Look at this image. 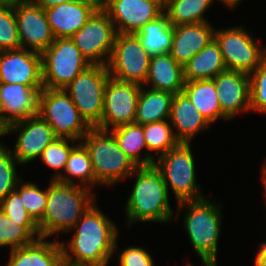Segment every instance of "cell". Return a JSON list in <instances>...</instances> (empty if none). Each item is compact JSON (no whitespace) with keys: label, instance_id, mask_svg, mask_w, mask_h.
I'll return each instance as SVG.
<instances>
[{"label":"cell","instance_id":"cell-1","mask_svg":"<svg viewBox=\"0 0 266 266\" xmlns=\"http://www.w3.org/2000/svg\"><path fill=\"white\" fill-rule=\"evenodd\" d=\"M117 227L95 201L69 230V233L74 230L71 241L66 244L60 241L63 262L72 266H108L117 252Z\"/></svg>","mask_w":266,"mask_h":266},{"label":"cell","instance_id":"cell-2","mask_svg":"<svg viewBox=\"0 0 266 266\" xmlns=\"http://www.w3.org/2000/svg\"><path fill=\"white\" fill-rule=\"evenodd\" d=\"M136 176L133 190L127 199L124 212L127 227L135 222L170 223L173 212L169 194L161 172L154 166L137 167L130 177Z\"/></svg>","mask_w":266,"mask_h":266},{"label":"cell","instance_id":"cell-3","mask_svg":"<svg viewBox=\"0 0 266 266\" xmlns=\"http://www.w3.org/2000/svg\"><path fill=\"white\" fill-rule=\"evenodd\" d=\"M90 188L52 180L47 187V203L38 229L43 238L68 233L95 202Z\"/></svg>","mask_w":266,"mask_h":266},{"label":"cell","instance_id":"cell-4","mask_svg":"<svg viewBox=\"0 0 266 266\" xmlns=\"http://www.w3.org/2000/svg\"><path fill=\"white\" fill-rule=\"evenodd\" d=\"M204 197L178 203L175 218L185 207L184 227L195 252L204 264H217L218 242L221 233L222 212L221 204L213 203Z\"/></svg>","mask_w":266,"mask_h":266},{"label":"cell","instance_id":"cell-5","mask_svg":"<svg viewBox=\"0 0 266 266\" xmlns=\"http://www.w3.org/2000/svg\"><path fill=\"white\" fill-rule=\"evenodd\" d=\"M81 142L89 152L98 186L111 187L121 179L129 178L137 168L109 130L91 128Z\"/></svg>","mask_w":266,"mask_h":266},{"label":"cell","instance_id":"cell-6","mask_svg":"<svg viewBox=\"0 0 266 266\" xmlns=\"http://www.w3.org/2000/svg\"><path fill=\"white\" fill-rule=\"evenodd\" d=\"M191 143H179L167 153L156 158L154 166L161 172L169 193V185L176 202L204 198L200 184L196 182V167Z\"/></svg>","mask_w":266,"mask_h":266},{"label":"cell","instance_id":"cell-7","mask_svg":"<svg viewBox=\"0 0 266 266\" xmlns=\"http://www.w3.org/2000/svg\"><path fill=\"white\" fill-rule=\"evenodd\" d=\"M38 115L59 138L80 142L91 129L64 89L43 88L39 95Z\"/></svg>","mask_w":266,"mask_h":266},{"label":"cell","instance_id":"cell-8","mask_svg":"<svg viewBox=\"0 0 266 266\" xmlns=\"http://www.w3.org/2000/svg\"><path fill=\"white\" fill-rule=\"evenodd\" d=\"M43 88L64 89L91 64L71 38H55L41 54Z\"/></svg>","mask_w":266,"mask_h":266},{"label":"cell","instance_id":"cell-9","mask_svg":"<svg viewBox=\"0 0 266 266\" xmlns=\"http://www.w3.org/2000/svg\"><path fill=\"white\" fill-rule=\"evenodd\" d=\"M109 78L107 66L90 65L64 88L91 128H96L101 123L104 89Z\"/></svg>","mask_w":266,"mask_h":266},{"label":"cell","instance_id":"cell-10","mask_svg":"<svg viewBox=\"0 0 266 266\" xmlns=\"http://www.w3.org/2000/svg\"><path fill=\"white\" fill-rule=\"evenodd\" d=\"M227 70L252 73L265 59L266 47H260L243 27L233 26L214 31Z\"/></svg>","mask_w":266,"mask_h":266},{"label":"cell","instance_id":"cell-11","mask_svg":"<svg viewBox=\"0 0 266 266\" xmlns=\"http://www.w3.org/2000/svg\"><path fill=\"white\" fill-rule=\"evenodd\" d=\"M116 35L109 15L99 6L71 39L91 65L107 66Z\"/></svg>","mask_w":266,"mask_h":266},{"label":"cell","instance_id":"cell-12","mask_svg":"<svg viewBox=\"0 0 266 266\" xmlns=\"http://www.w3.org/2000/svg\"><path fill=\"white\" fill-rule=\"evenodd\" d=\"M151 56L135 34L117 33L113 52L107 64L110 77L144 85Z\"/></svg>","mask_w":266,"mask_h":266},{"label":"cell","instance_id":"cell-13","mask_svg":"<svg viewBox=\"0 0 266 266\" xmlns=\"http://www.w3.org/2000/svg\"><path fill=\"white\" fill-rule=\"evenodd\" d=\"M141 86L110 77L104 89L102 120L96 128L110 130L134 123Z\"/></svg>","mask_w":266,"mask_h":266},{"label":"cell","instance_id":"cell-14","mask_svg":"<svg viewBox=\"0 0 266 266\" xmlns=\"http://www.w3.org/2000/svg\"><path fill=\"white\" fill-rule=\"evenodd\" d=\"M17 132V140L11 152L21 165L39 158L48 144L58 138L51 126L38 114L8 125L3 130V136Z\"/></svg>","mask_w":266,"mask_h":266},{"label":"cell","instance_id":"cell-15","mask_svg":"<svg viewBox=\"0 0 266 266\" xmlns=\"http://www.w3.org/2000/svg\"><path fill=\"white\" fill-rule=\"evenodd\" d=\"M163 1L149 0H100L117 33L135 34L144 24L164 12Z\"/></svg>","mask_w":266,"mask_h":266},{"label":"cell","instance_id":"cell-16","mask_svg":"<svg viewBox=\"0 0 266 266\" xmlns=\"http://www.w3.org/2000/svg\"><path fill=\"white\" fill-rule=\"evenodd\" d=\"M14 10L21 48L42 54L55 39L45 9L26 1Z\"/></svg>","mask_w":266,"mask_h":266},{"label":"cell","instance_id":"cell-17","mask_svg":"<svg viewBox=\"0 0 266 266\" xmlns=\"http://www.w3.org/2000/svg\"><path fill=\"white\" fill-rule=\"evenodd\" d=\"M0 82L43 87L41 54L24 48L0 52Z\"/></svg>","mask_w":266,"mask_h":266},{"label":"cell","instance_id":"cell-18","mask_svg":"<svg viewBox=\"0 0 266 266\" xmlns=\"http://www.w3.org/2000/svg\"><path fill=\"white\" fill-rule=\"evenodd\" d=\"M43 87L0 82L2 110L0 129L38 114L39 95Z\"/></svg>","mask_w":266,"mask_h":266},{"label":"cell","instance_id":"cell-19","mask_svg":"<svg viewBox=\"0 0 266 266\" xmlns=\"http://www.w3.org/2000/svg\"><path fill=\"white\" fill-rule=\"evenodd\" d=\"M222 114L232 120L241 112L250 111V76L248 73L225 70L213 78Z\"/></svg>","mask_w":266,"mask_h":266},{"label":"cell","instance_id":"cell-20","mask_svg":"<svg viewBox=\"0 0 266 266\" xmlns=\"http://www.w3.org/2000/svg\"><path fill=\"white\" fill-rule=\"evenodd\" d=\"M100 6V0H74L46 8L55 38H71Z\"/></svg>","mask_w":266,"mask_h":266},{"label":"cell","instance_id":"cell-21","mask_svg":"<svg viewBox=\"0 0 266 266\" xmlns=\"http://www.w3.org/2000/svg\"><path fill=\"white\" fill-rule=\"evenodd\" d=\"M214 31L209 22L174 26L170 55L184 66L214 39Z\"/></svg>","mask_w":266,"mask_h":266},{"label":"cell","instance_id":"cell-22","mask_svg":"<svg viewBox=\"0 0 266 266\" xmlns=\"http://www.w3.org/2000/svg\"><path fill=\"white\" fill-rule=\"evenodd\" d=\"M169 121L180 143H191L198 132L211 125L183 91L174 94Z\"/></svg>","mask_w":266,"mask_h":266},{"label":"cell","instance_id":"cell-23","mask_svg":"<svg viewBox=\"0 0 266 266\" xmlns=\"http://www.w3.org/2000/svg\"><path fill=\"white\" fill-rule=\"evenodd\" d=\"M9 255L6 266H61L64 263L60 241L43 237L10 250Z\"/></svg>","mask_w":266,"mask_h":266},{"label":"cell","instance_id":"cell-24","mask_svg":"<svg viewBox=\"0 0 266 266\" xmlns=\"http://www.w3.org/2000/svg\"><path fill=\"white\" fill-rule=\"evenodd\" d=\"M184 84L183 66L170 53L150 58L145 86L151 85V89L177 94L183 91Z\"/></svg>","mask_w":266,"mask_h":266},{"label":"cell","instance_id":"cell-25","mask_svg":"<svg viewBox=\"0 0 266 266\" xmlns=\"http://www.w3.org/2000/svg\"><path fill=\"white\" fill-rule=\"evenodd\" d=\"M184 80L196 81L213 79L227 70L219 45L213 39L184 66Z\"/></svg>","mask_w":266,"mask_h":266},{"label":"cell","instance_id":"cell-26","mask_svg":"<svg viewBox=\"0 0 266 266\" xmlns=\"http://www.w3.org/2000/svg\"><path fill=\"white\" fill-rule=\"evenodd\" d=\"M183 92L210 124L219 119L227 120L222 114L213 79L185 81Z\"/></svg>","mask_w":266,"mask_h":266},{"label":"cell","instance_id":"cell-27","mask_svg":"<svg viewBox=\"0 0 266 266\" xmlns=\"http://www.w3.org/2000/svg\"><path fill=\"white\" fill-rule=\"evenodd\" d=\"M173 97L171 92L141 86L134 122L144 125L169 120Z\"/></svg>","mask_w":266,"mask_h":266},{"label":"cell","instance_id":"cell-28","mask_svg":"<svg viewBox=\"0 0 266 266\" xmlns=\"http://www.w3.org/2000/svg\"><path fill=\"white\" fill-rule=\"evenodd\" d=\"M173 28L168 16L163 12L158 18L139 28L135 35L139 38L145 51L152 57L170 52Z\"/></svg>","mask_w":266,"mask_h":266},{"label":"cell","instance_id":"cell-29","mask_svg":"<svg viewBox=\"0 0 266 266\" xmlns=\"http://www.w3.org/2000/svg\"><path fill=\"white\" fill-rule=\"evenodd\" d=\"M109 131L114 135L119 147L137 167L154 165L148 158V147L144 138L143 125L134 122L120 125ZM145 149L146 152L142 156L140 152Z\"/></svg>","mask_w":266,"mask_h":266},{"label":"cell","instance_id":"cell-30","mask_svg":"<svg viewBox=\"0 0 266 266\" xmlns=\"http://www.w3.org/2000/svg\"><path fill=\"white\" fill-rule=\"evenodd\" d=\"M74 178L79 179L80 182L77 184L80 186L90 189L96 186L91 158L87 148L81 141L72 149L63 174L57 181L64 184H76Z\"/></svg>","mask_w":266,"mask_h":266},{"label":"cell","instance_id":"cell-31","mask_svg":"<svg viewBox=\"0 0 266 266\" xmlns=\"http://www.w3.org/2000/svg\"><path fill=\"white\" fill-rule=\"evenodd\" d=\"M214 0H168L164 12L173 26L209 22L205 12Z\"/></svg>","mask_w":266,"mask_h":266},{"label":"cell","instance_id":"cell-32","mask_svg":"<svg viewBox=\"0 0 266 266\" xmlns=\"http://www.w3.org/2000/svg\"><path fill=\"white\" fill-rule=\"evenodd\" d=\"M170 121L163 120L143 125L144 138L148 147V158L155 163L156 158L150 152H155L156 157L167 153L180 142L176 139Z\"/></svg>","mask_w":266,"mask_h":266},{"label":"cell","instance_id":"cell-33","mask_svg":"<svg viewBox=\"0 0 266 266\" xmlns=\"http://www.w3.org/2000/svg\"><path fill=\"white\" fill-rule=\"evenodd\" d=\"M38 226H21L15 224L0 209V248L7 247L9 250L19 248L32 243L40 238Z\"/></svg>","mask_w":266,"mask_h":266},{"label":"cell","instance_id":"cell-34","mask_svg":"<svg viewBox=\"0 0 266 266\" xmlns=\"http://www.w3.org/2000/svg\"><path fill=\"white\" fill-rule=\"evenodd\" d=\"M77 144L76 140L58 137L42 151L40 155L42 163L55 171L51 180L57 181L62 176L70 153Z\"/></svg>","mask_w":266,"mask_h":266},{"label":"cell","instance_id":"cell-35","mask_svg":"<svg viewBox=\"0 0 266 266\" xmlns=\"http://www.w3.org/2000/svg\"><path fill=\"white\" fill-rule=\"evenodd\" d=\"M22 179L15 190L19 193L22 203L28 211L30 217L38 224L42 218L47 203V187L41 190L36 183L23 182Z\"/></svg>","mask_w":266,"mask_h":266},{"label":"cell","instance_id":"cell-36","mask_svg":"<svg viewBox=\"0 0 266 266\" xmlns=\"http://www.w3.org/2000/svg\"><path fill=\"white\" fill-rule=\"evenodd\" d=\"M5 145L0 143V201L15 190L17 184L22 180L16 173V166L19 163L13 156L11 148Z\"/></svg>","mask_w":266,"mask_h":266},{"label":"cell","instance_id":"cell-37","mask_svg":"<svg viewBox=\"0 0 266 266\" xmlns=\"http://www.w3.org/2000/svg\"><path fill=\"white\" fill-rule=\"evenodd\" d=\"M21 48L14 6H0V52Z\"/></svg>","mask_w":266,"mask_h":266},{"label":"cell","instance_id":"cell-38","mask_svg":"<svg viewBox=\"0 0 266 266\" xmlns=\"http://www.w3.org/2000/svg\"><path fill=\"white\" fill-rule=\"evenodd\" d=\"M250 76V111L266 114V59Z\"/></svg>","mask_w":266,"mask_h":266},{"label":"cell","instance_id":"cell-39","mask_svg":"<svg viewBox=\"0 0 266 266\" xmlns=\"http://www.w3.org/2000/svg\"><path fill=\"white\" fill-rule=\"evenodd\" d=\"M0 209L15 224L21 226H38V224L30 217L16 190H13L0 201Z\"/></svg>","mask_w":266,"mask_h":266},{"label":"cell","instance_id":"cell-40","mask_svg":"<svg viewBox=\"0 0 266 266\" xmlns=\"http://www.w3.org/2000/svg\"><path fill=\"white\" fill-rule=\"evenodd\" d=\"M120 266H155L154 260L147 249L138 246H129L119 251Z\"/></svg>","mask_w":266,"mask_h":266},{"label":"cell","instance_id":"cell-41","mask_svg":"<svg viewBox=\"0 0 266 266\" xmlns=\"http://www.w3.org/2000/svg\"><path fill=\"white\" fill-rule=\"evenodd\" d=\"M32 4L41 7L42 9L51 8L56 5L67 3L74 0H29Z\"/></svg>","mask_w":266,"mask_h":266},{"label":"cell","instance_id":"cell-42","mask_svg":"<svg viewBox=\"0 0 266 266\" xmlns=\"http://www.w3.org/2000/svg\"><path fill=\"white\" fill-rule=\"evenodd\" d=\"M254 266H266V241L261 243L259 250L257 251Z\"/></svg>","mask_w":266,"mask_h":266},{"label":"cell","instance_id":"cell-43","mask_svg":"<svg viewBox=\"0 0 266 266\" xmlns=\"http://www.w3.org/2000/svg\"><path fill=\"white\" fill-rule=\"evenodd\" d=\"M216 1V0H214ZM222 2L223 4H225L228 8L230 7V9H234L235 7H237L238 4H241V2L243 0H217Z\"/></svg>","mask_w":266,"mask_h":266},{"label":"cell","instance_id":"cell-44","mask_svg":"<svg viewBox=\"0 0 266 266\" xmlns=\"http://www.w3.org/2000/svg\"><path fill=\"white\" fill-rule=\"evenodd\" d=\"M29 0H0V6H15Z\"/></svg>","mask_w":266,"mask_h":266},{"label":"cell","instance_id":"cell-45","mask_svg":"<svg viewBox=\"0 0 266 266\" xmlns=\"http://www.w3.org/2000/svg\"><path fill=\"white\" fill-rule=\"evenodd\" d=\"M261 174H263L266 177V161L261 166Z\"/></svg>","mask_w":266,"mask_h":266},{"label":"cell","instance_id":"cell-46","mask_svg":"<svg viewBox=\"0 0 266 266\" xmlns=\"http://www.w3.org/2000/svg\"><path fill=\"white\" fill-rule=\"evenodd\" d=\"M261 181L264 185V188H265L264 190H265V195H266V177L263 174L261 175Z\"/></svg>","mask_w":266,"mask_h":266},{"label":"cell","instance_id":"cell-47","mask_svg":"<svg viewBox=\"0 0 266 266\" xmlns=\"http://www.w3.org/2000/svg\"><path fill=\"white\" fill-rule=\"evenodd\" d=\"M185 266H193L191 263H186ZM204 266H217V264H204Z\"/></svg>","mask_w":266,"mask_h":266},{"label":"cell","instance_id":"cell-48","mask_svg":"<svg viewBox=\"0 0 266 266\" xmlns=\"http://www.w3.org/2000/svg\"><path fill=\"white\" fill-rule=\"evenodd\" d=\"M1 110H2V102H1V98H0V115H1Z\"/></svg>","mask_w":266,"mask_h":266},{"label":"cell","instance_id":"cell-49","mask_svg":"<svg viewBox=\"0 0 266 266\" xmlns=\"http://www.w3.org/2000/svg\"><path fill=\"white\" fill-rule=\"evenodd\" d=\"M3 136V131L0 129V138ZM1 143V142H0Z\"/></svg>","mask_w":266,"mask_h":266},{"label":"cell","instance_id":"cell-50","mask_svg":"<svg viewBox=\"0 0 266 266\" xmlns=\"http://www.w3.org/2000/svg\"><path fill=\"white\" fill-rule=\"evenodd\" d=\"M61 266H72V265H68L66 263H63Z\"/></svg>","mask_w":266,"mask_h":266}]
</instances>
